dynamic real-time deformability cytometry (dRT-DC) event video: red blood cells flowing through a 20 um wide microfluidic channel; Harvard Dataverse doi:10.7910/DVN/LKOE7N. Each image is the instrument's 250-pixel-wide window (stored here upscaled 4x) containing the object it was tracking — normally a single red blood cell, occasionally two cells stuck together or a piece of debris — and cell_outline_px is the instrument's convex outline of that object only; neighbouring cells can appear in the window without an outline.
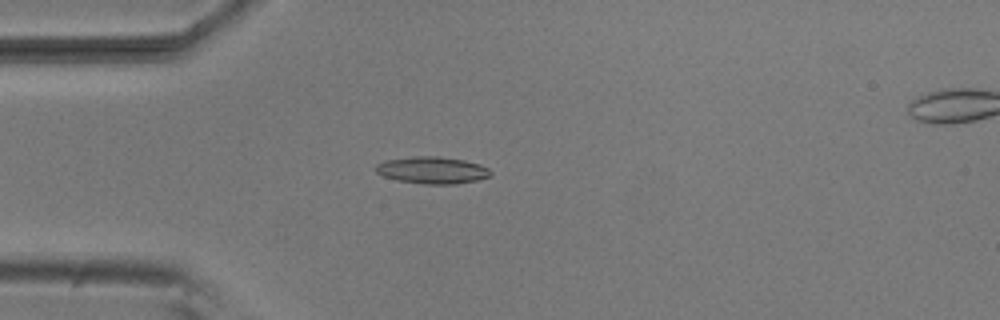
{"species": "common noctule bat (a hibernating species)", "species_latin": "Nyctalus noctula", "temperature_condition": "room temperature", "stored_images_in_passage": 49, "camera_frame_rate_fps": 3000, "um_per_image_px": 0.085, "animal": {"sex": "male", "body_mass_g": 20.5, "forearm_length_mm": 52.5}, "frame": {"image": 1, "passage_image": 10, "time_ms": 3.0, "image_size_px": [1000, 320], "cell_outline_px": [[492, 176], [476, 180], [456, 184], [424, 184], [396, 180], [384, 176], [376, 172], [372, 168], [376, 164], [388, 160], [412, 156], [440, 156], [464, 160], [480, 164], [488, 168], [492, 172]], "centroid_in_image_um": [36.74, 14.46], "position_along_channel_um": 48.3, "area_um2": 18.21}}
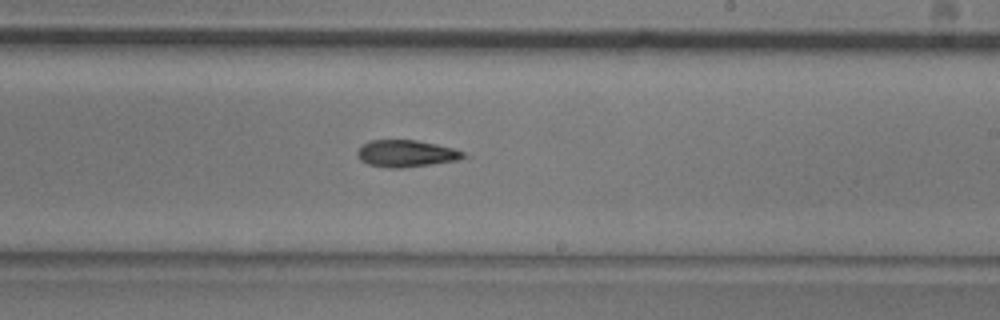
{"frame": {"image": 2, "passage_image": 27, "time_ms": 8.667, "image_size_px": [1000, 320], "cell_outline_px": [[472, 156], [456, 160], [432, 164], [400, 168], [388, 168], [368, 164], [360, 160], [356, 156], [356, 152], [364, 144], [372, 140], [416, 140], [436, 144], [452, 148], [464, 152]], "centroid_in_image_um": [34.54, 13.05], "position_along_channel_um": 254.5, "area_um2": 16.65}}
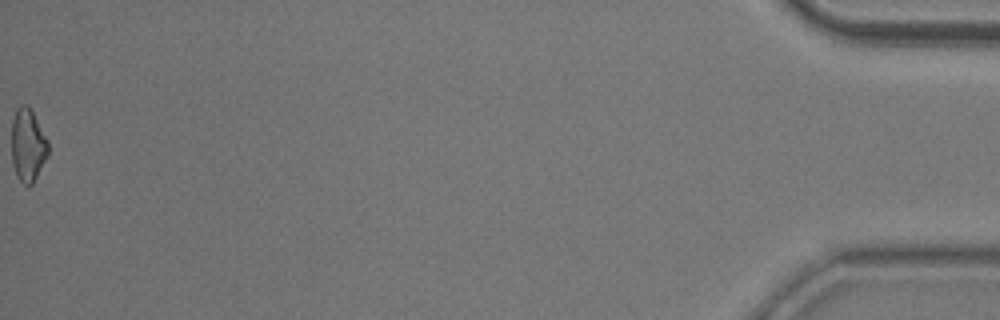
{"frame": {"image": 3, "passage_image": 49, "time_ms": 16.0, "image_size_px": [1000, 320], "cell_outline_px": [[48, 156], [32, 184], [24, 184], [16, 176], [12, 164], [12, 120], [16, 108], [20, 104], [28, 104], [32, 108], [48, 140]], "centroid_in_image_um": [2.37, 12.28], "position_along_channel_um": 432.8, "area_um2": 15.84}, "authors_computed_cell_mechanics": {"area_um2": 16.7042, "velocity_mm_per_s": 3.8433, "shape_relaxation_time_tau1_ms": null, "shape_relaxation_time_tau2_ms": 7.4458, "deformation_change_tau1": null, "deformation_change_tau2": 0.1772}}